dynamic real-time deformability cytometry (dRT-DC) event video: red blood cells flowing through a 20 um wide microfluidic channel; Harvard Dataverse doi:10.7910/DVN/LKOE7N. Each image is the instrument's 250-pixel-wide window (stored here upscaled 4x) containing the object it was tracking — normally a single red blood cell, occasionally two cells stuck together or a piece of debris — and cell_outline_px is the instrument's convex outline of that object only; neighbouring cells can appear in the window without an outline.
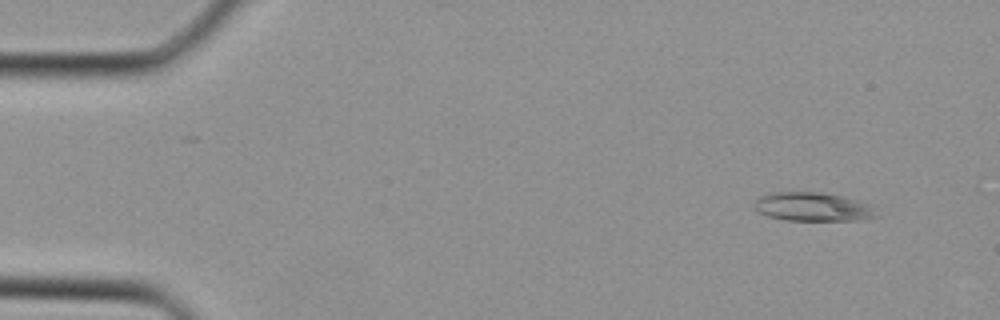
{"species": "Egyptian fruit bat (a non-hibernating species)", "species_latin": "Rousettus aegyptiacus", "temperature_condition": "cold", "stored_images_in_passage": 34, "camera_frame_rate_fps": 3000, "um_per_image_px": 0.085, "animal": {"sex": "female"}, "frame": {"image": 1, "passage_image": 2, "time_ms": 0.333, "image_size_px": [1000, 320], "cell_outline_px": [[880, 216], [856, 220], [784, 220], [768, 216], [760, 212], [752, 204], [760, 196], [772, 192], [820, 192], [840, 196], [872, 204]], "centroid_in_image_um": [69.11, 17.58], "position_along_channel_um": 15.9, "area_um2": 20.46}}
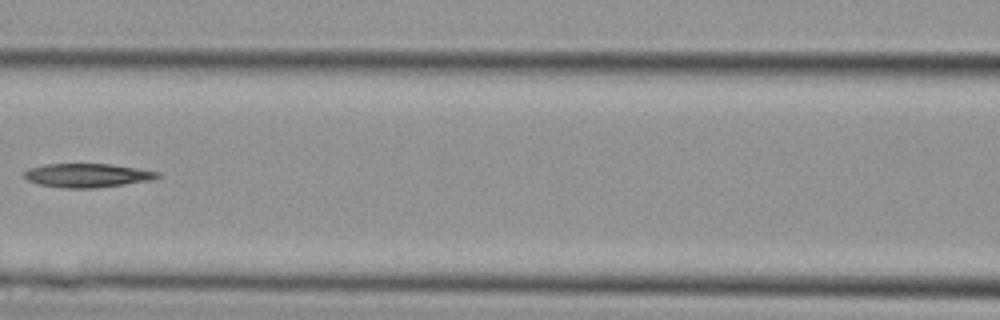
{"frame": {"image": 2, "passage_image": 15, "time_ms": 4.667, "image_size_px": [1000, 320], "cell_outline_px": [[160, 176], [152, 180], [96, 188], [64, 188], [40, 184], [28, 180], [24, 176], [24, 172], [28, 168], [44, 164], [112, 164], [160, 172]], "centroid_in_image_um": [7.42, 14.9], "position_along_channel_um": 159.2, "area_um2": 18.44}}
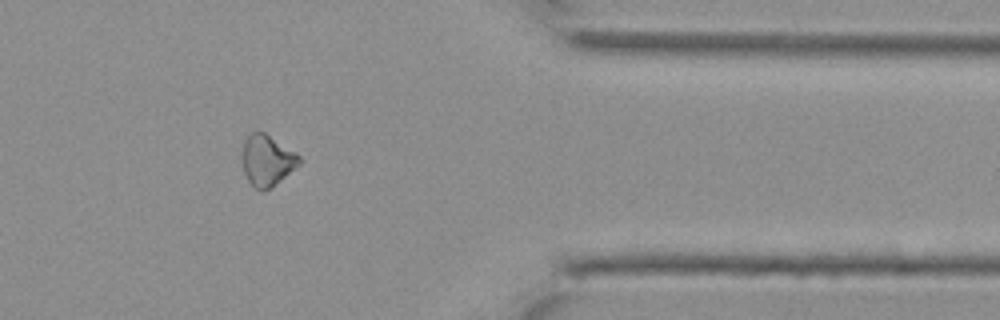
{"frame": {"image": 3, "passage_image": 28, "time_ms": 9.0, "image_size_px": [1000, 320], "cell_outline_px": [[300, 164], [264, 192], [256, 188], [248, 180], [244, 172], [244, 140], [252, 132], [264, 132], [296, 152], [300, 156]], "centroid_in_image_um": [22.72, 13.62], "position_along_channel_um": 388.7, "area_um2": 16.42}}